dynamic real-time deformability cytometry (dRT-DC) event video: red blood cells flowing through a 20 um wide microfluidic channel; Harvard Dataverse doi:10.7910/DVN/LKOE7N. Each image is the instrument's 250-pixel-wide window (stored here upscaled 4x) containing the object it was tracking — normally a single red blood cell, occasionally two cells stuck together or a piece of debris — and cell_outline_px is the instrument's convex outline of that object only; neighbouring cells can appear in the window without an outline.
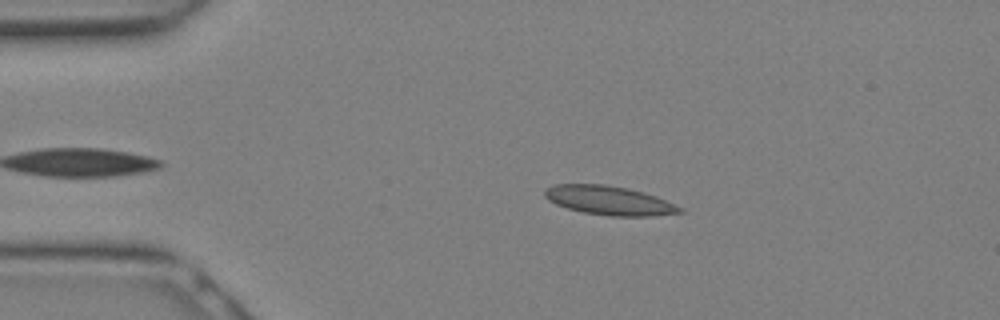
{"species": "Egyptian fruit bat (a non-hibernating species)", "species_latin": "Rousettus aegyptiacus", "temperature_condition": "warm", "stored_images_in_passage": 13, "camera_frame_rate_fps": 3000, "um_per_image_px": 0.085, "animal": {"sex": "female"}, "frame": {"image": 1, "passage_image": 5, "time_ms": 1.333, "image_size_px": [1000, 320], "cell_outline_px": [[684, 212], [652, 216], [608, 216], [584, 212], [568, 208], [556, 204], [548, 200], [544, 196], [544, 188], [556, 184], [604, 184], [628, 188], [644, 192], [656, 196], [684, 208]], "centroid_in_image_um": [51.79, 17.03], "position_along_channel_um": 33.2, "area_um2": 22.95}}
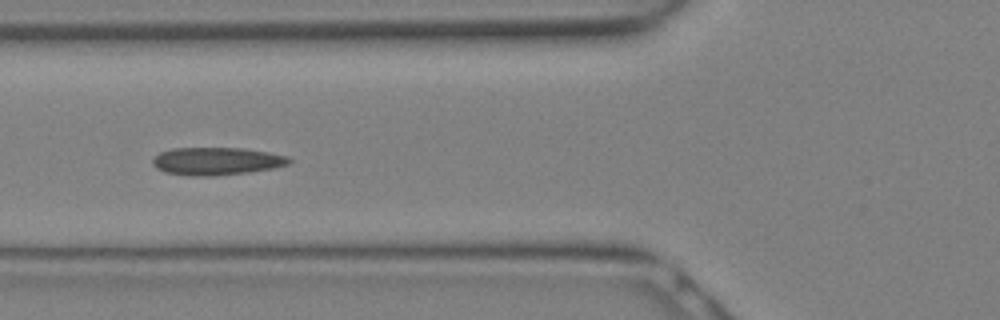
{"frame": {"image": 2, "passage_image": 10, "time_ms": 3.0, "image_size_px": [1000, 320], "cell_outline_px": [[292, 160], [288, 164], [272, 168], [248, 172], [208, 176], [196, 176], [164, 172], [156, 168], [152, 164], [152, 160], [160, 152], [172, 148], [244, 148], [268, 152], [288, 156]], "centroid_in_image_um": [18.4, 13.69], "position_along_channel_um": 107.4, "area_um2": 21.91}}
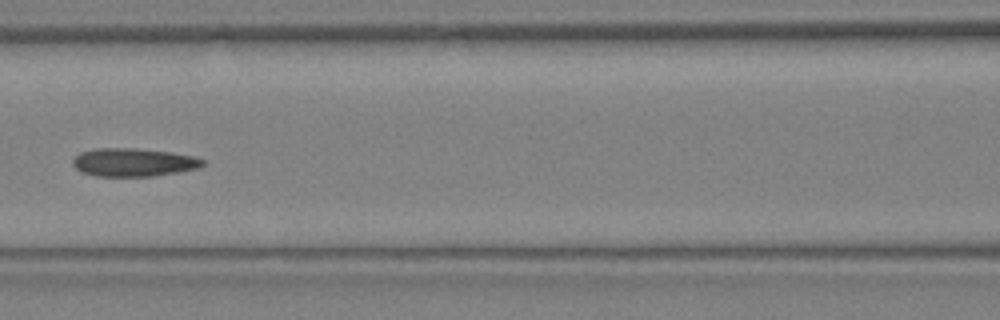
{"frame": {"image": 3, "passage_image": 12, "time_ms": 3.667, "image_size_px": [1000, 320], "cell_outline_px": [[204, 164], [200, 168], [152, 176], [96, 176], [84, 172], [76, 168], [72, 164], [72, 160], [80, 152], [92, 148], [136, 148], [172, 152], [196, 156], [204, 160]], "centroid_in_image_um": [11.36, 13.78], "position_along_channel_um": 155.2, "area_um2": 21.44}}